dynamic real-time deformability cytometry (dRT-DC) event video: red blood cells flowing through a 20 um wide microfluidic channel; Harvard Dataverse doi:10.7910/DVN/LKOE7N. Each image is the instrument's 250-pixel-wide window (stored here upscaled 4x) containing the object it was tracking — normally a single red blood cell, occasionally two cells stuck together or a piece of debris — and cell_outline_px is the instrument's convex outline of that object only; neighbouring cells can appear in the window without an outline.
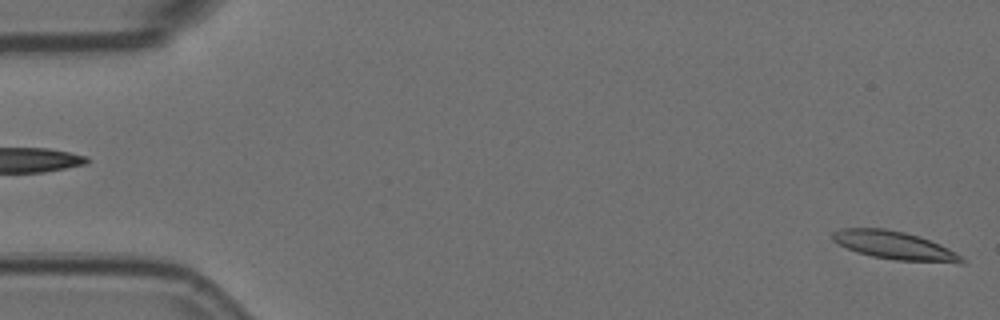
{"species": "Egyptian fruit bat (a non-hibernating species)", "species_latin": "Rousettus aegyptiacus", "temperature_condition": "room temperature", "stored_images_in_passage": 3, "segment_of_instrument_passage": [2, 2], "camera_frame_rate_fps": 3000, "um_per_image_px": 0.085, "animal": {"sex": "female"}, "frame": {"image": 1, "passage_image": 3, "time_ms": 0.667, "image_size_px": [1000, 320], "cell_outline_px": [[964, 264], [960, 264], [896, 260], [872, 256], [856, 252], [832, 240], [832, 232], [844, 228], [884, 228], [904, 232], [920, 236], [940, 244], [948, 248], [960, 256], [964, 260]], "centroid_in_image_um": [76.06, 20.87], "position_along_channel_um": 8.9, "area_um2": 21.21}}